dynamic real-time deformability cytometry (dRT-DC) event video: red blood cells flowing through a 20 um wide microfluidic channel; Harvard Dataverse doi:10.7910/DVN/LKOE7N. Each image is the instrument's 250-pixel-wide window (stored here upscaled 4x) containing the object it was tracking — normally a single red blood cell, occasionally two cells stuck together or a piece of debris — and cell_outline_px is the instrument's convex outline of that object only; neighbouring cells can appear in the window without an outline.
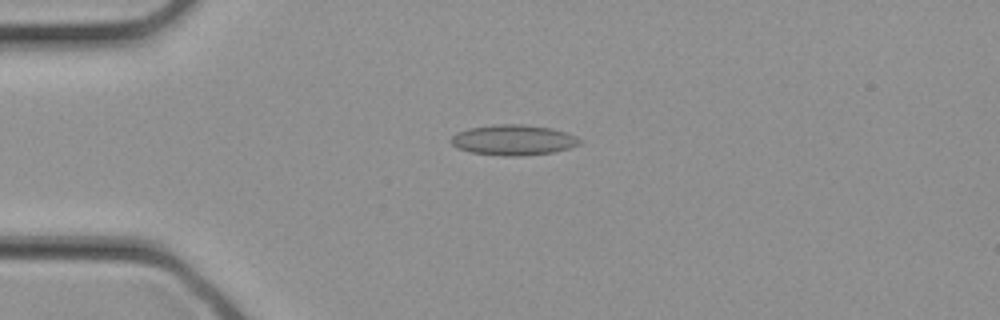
{"species": "common noctule bat (a hibernating species)", "species_latin": "Nyctalus noctula", "temperature_condition": "cold", "stored_images_in_passage": 32, "camera_frame_rate_fps": 3000, "um_per_image_px": 0.085, "animal": {"sex": "female", "body_mass_g": 21.9}, "frame": {"image": 1, "passage_image": 8, "time_ms": 2.333, "image_size_px": [1000, 320], "cell_outline_px": [[584, 140], [580, 144], [568, 148], [552, 152], [520, 156], [504, 156], [472, 152], [456, 148], [448, 140], [456, 132], [468, 128], [496, 124], [524, 124], [552, 128], [576, 136]], "centroid_in_image_um": [43.61, 11.89], "position_along_channel_um": 41.4, "area_um2": 22.95}}
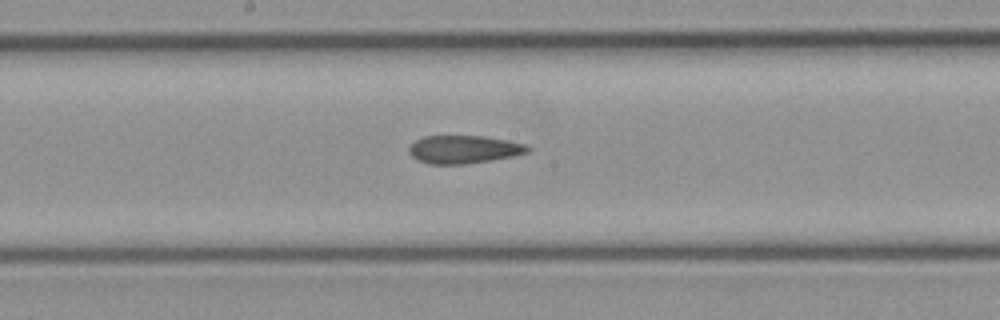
{"frame": {"image": 2, "passage_image": 17, "time_ms": 5.333, "image_size_px": [1000, 320], "cell_outline_px": [[532, 148], [528, 152], [512, 156], [492, 160], [464, 164], [428, 164], [416, 160], [408, 152], [408, 148], [416, 140], [424, 136], [484, 136], [508, 140], [528, 144]], "centroid_in_image_um": [39.44, 12.7], "position_along_channel_um": 208.8, "area_um2": 19.54}}
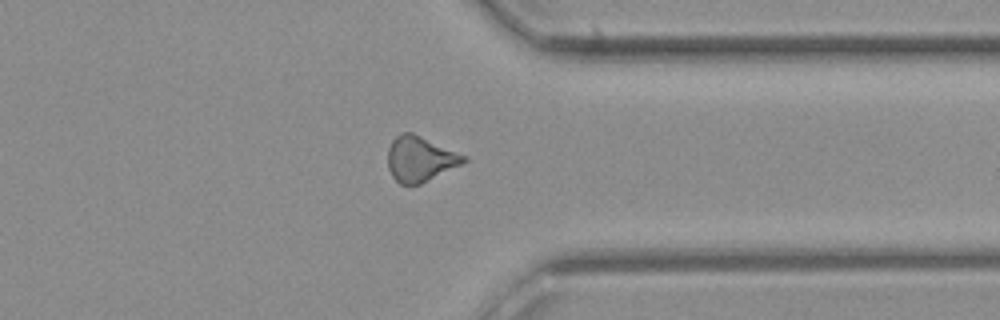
{"frame": {"image": 3, "passage_image": 25, "time_ms": 8.0, "image_size_px": [1000, 320], "cell_outline_px": [[468, 160], [420, 184], [400, 184], [392, 176], [388, 168], [388, 148], [392, 140], [400, 132], [412, 132], [468, 156]], "centroid_in_image_um": [35.69, 13.48], "position_along_channel_um": 375.7, "area_um2": 19.88}}